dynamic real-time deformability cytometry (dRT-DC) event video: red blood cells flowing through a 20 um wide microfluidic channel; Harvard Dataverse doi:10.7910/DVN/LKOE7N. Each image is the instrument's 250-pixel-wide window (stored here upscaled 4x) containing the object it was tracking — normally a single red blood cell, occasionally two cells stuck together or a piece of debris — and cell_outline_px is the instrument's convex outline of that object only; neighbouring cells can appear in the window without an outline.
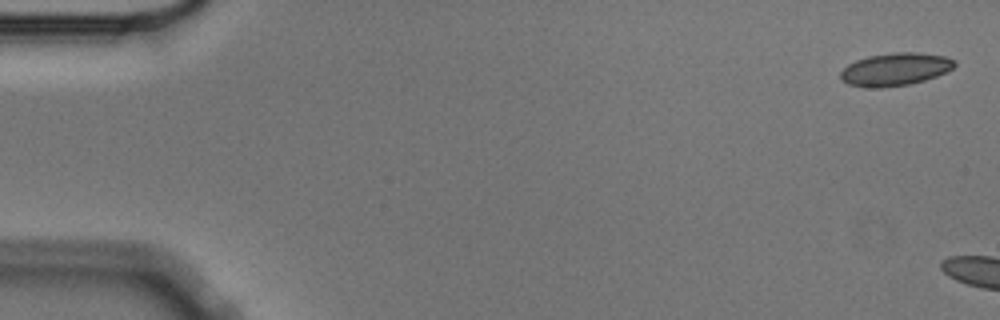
{"species": "Egyptian fruit bat (a non-hibernating species)", "species_latin": "Rousettus aegyptiacus", "temperature_condition": "cold", "stored_images_in_passage": 2, "camera_frame_rate_fps": 3000, "um_per_image_px": 0.085, "animal": {"sex": "male"}, "frame": {"image": 1, "passage_image": 1, "time_ms": 0.0, "image_size_px": [1000, 320], "cell_outline_px": [[956, 64], [952, 68], [936, 76], [924, 80], [908, 84], [880, 88], [864, 88], [848, 84], [840, 76], [840, 72], [848, 64], [856, 60], [868, 56], [896, 52], [916, 52], [944, 56], [956, 60]], "centroid_in_image_um": [76.07, 5.89], "position_along_channel_um": 8.9, "area_um2": 21.68}}